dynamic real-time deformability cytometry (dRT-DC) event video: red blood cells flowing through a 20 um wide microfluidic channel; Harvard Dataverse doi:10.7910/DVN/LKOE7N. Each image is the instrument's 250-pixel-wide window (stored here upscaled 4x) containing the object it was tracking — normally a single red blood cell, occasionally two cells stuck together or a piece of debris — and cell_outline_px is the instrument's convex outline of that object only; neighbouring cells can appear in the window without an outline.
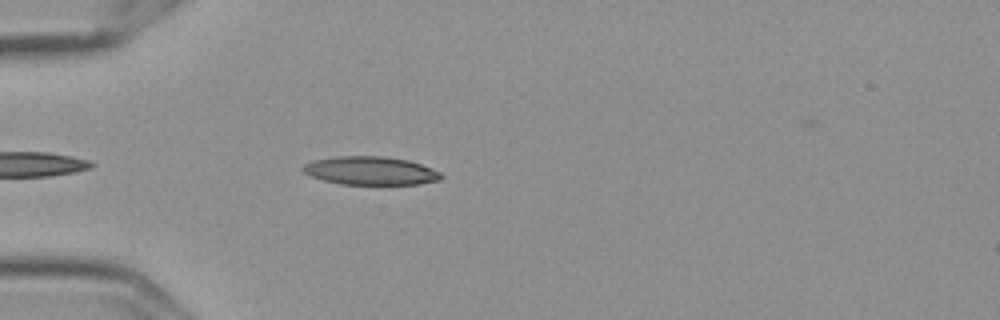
{"species": "Egyptian fruit bat (a non-hibernating species)", "species_latin": "Rousettus aegyptiacus", "temperature_condition": "cold", "stored_images_in_passage": 30, "camera_frame_rate_fps": 3000, "um_per_image_px": 0.085, "frame": {"image": 1, "passage_image": 5, "time_ms": 1.333, "image_size_px": [1000, 320], "cell_outline_px": [[444, 176], [440, 180], [420, 184], [340, 184], [324, 180], [312, 176], [304, 172], [300, 168], [304, 164], [316, 160], [336, 156], [384, 156], [408, 160], [420, 164], [440, 172]], "centroid_in_image_um": [31.51, 14.51], "position_along_channel_um": 53.5, "area_um2": 22.72}}
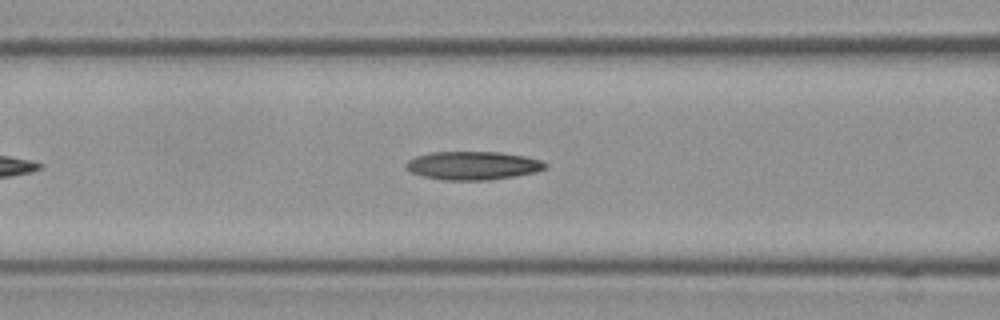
{"frame": {"image": 2, "passage_image": 12, "time_ms": 3.667, "image_size_px": [1000, 320], "cell_outline_px": [[548, 168], [536, 172], [516, 176], [488, 180], [444, 180], [424, 176], [412, 172], [404, 168], [404, 164], [408, 160], [416, 156], [432, 152], [500, 152], [524, 156], [544, 160], [548, 164]], "centroid_in_image_um": [40.24, 14.07], "position_along_channel_um": 126.4, "area_um2": 23.24}}
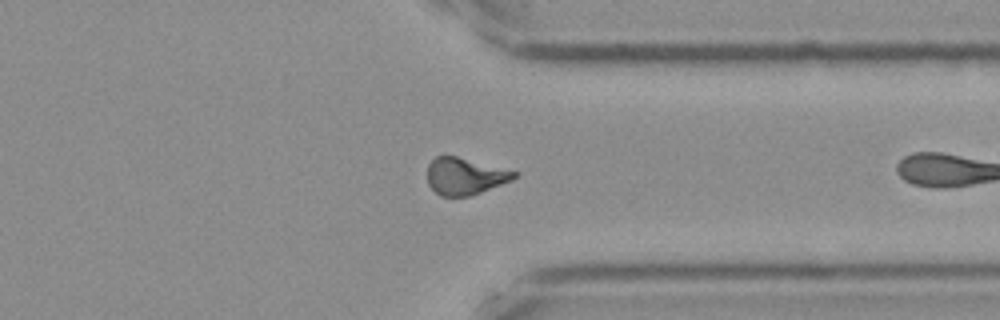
{"frame": {"image": 3, "passage_image": 29, "time_ms": 9.333, "image_size_px": [1000, 320], "cell_outline_px": [[520, 172], [512, 180], [480, 192], [468, 196], [440, 196], [428, 184], [428, 164], [436, 156], [444, 152]], "centroid_in_image_um": [39.51, 14.92], "position_along_channel_um": 371.9, "area_um2": 19.02}}